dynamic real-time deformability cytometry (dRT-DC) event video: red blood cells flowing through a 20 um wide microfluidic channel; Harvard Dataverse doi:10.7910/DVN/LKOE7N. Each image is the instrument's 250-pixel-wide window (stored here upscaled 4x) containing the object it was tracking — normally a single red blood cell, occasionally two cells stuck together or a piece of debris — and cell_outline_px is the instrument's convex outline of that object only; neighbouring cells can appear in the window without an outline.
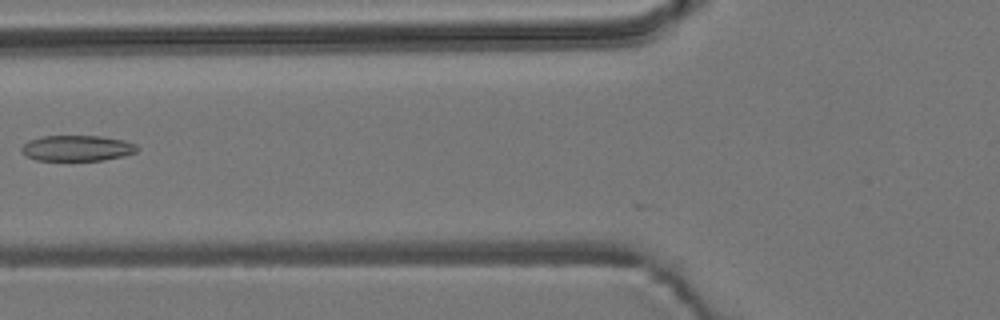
{"species": "common noctule bat (a hibernating species)", "species_latin": "Nyctalus noctula", "temperature_condition": "room temperature", "stored_images_in_passage": 6, "camera_frame_rate_fps": 3000, "um_per_image_px": 0.085, "animal": {"sex": "male", "body_mass_g": 19.2, "forearm_length_mm": 51.8}, "frame": {"image": 1, "passage_image": 5, "time_ms": 4.667, "image_size_px": [1000, 320], "cell_outline_px": [[140, 148], [136, 152], [124, 156], [104, 160], [36, 160], [28, 156], [20, 148], [28, 140], [44, 136], [100, 136], [124, 140], [136, 144]], "centroid_in_image_um": [6.6, 12.59], "position_along_channel_um": 119.2, "area_um2": 17.28}}
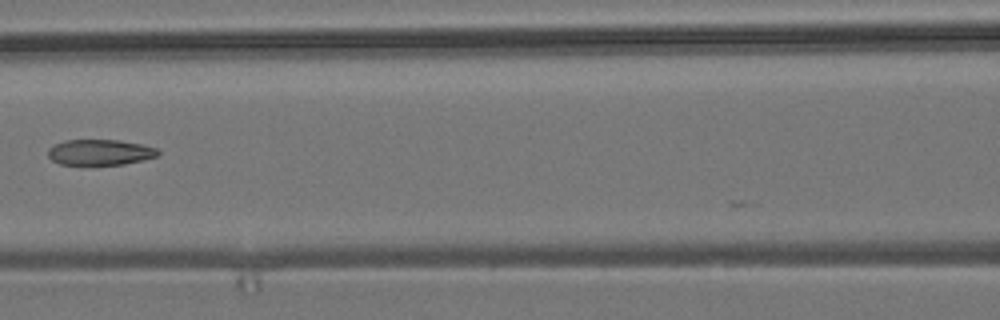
{"frame": {"image": 2, "passage_image": 6, "time_ms": 5.667, "image_size_px": [1000, 320], "cell_outline_px": [[160, 152], [156, 156], [124, 164], [60, 164], [52, 160], [48, 156], [48, 148], [52, 144], [64, 140], [120, 140], [140, 144], [156, 148]], "centroid_in_image_um": [8.44, 12.93], "position_along_channel_um": 158.2, "area_um2": 16.3}}